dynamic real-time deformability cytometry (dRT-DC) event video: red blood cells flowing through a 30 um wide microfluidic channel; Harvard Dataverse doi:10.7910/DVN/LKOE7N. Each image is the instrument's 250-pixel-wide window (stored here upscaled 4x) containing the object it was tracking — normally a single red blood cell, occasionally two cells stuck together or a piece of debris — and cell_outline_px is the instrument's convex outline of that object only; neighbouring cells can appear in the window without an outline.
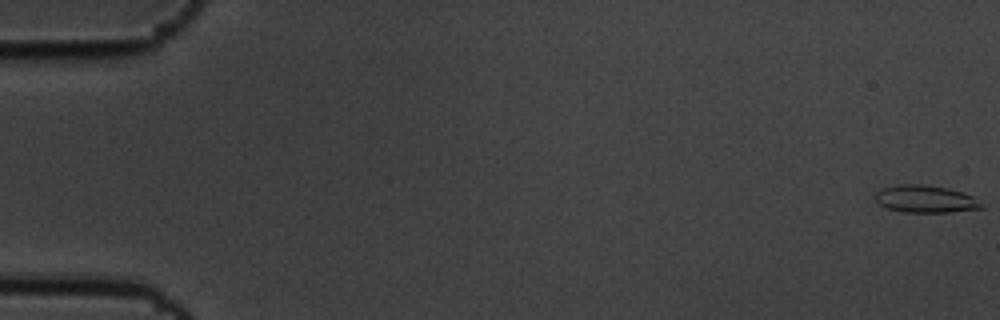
{"species": "common noctule bat (a hibernating species)", "species_latin": "Nyctalus noctula", "temperature_condition": "cold", "stored_images_in_passage": 59, "camera_frame_rate_fps": 3000, "um_per_image_px": 0.085, "animal": {"sex": "male", "body_mass_g": 19.5, "forearm_length_mm": 54.6}, "frame": {"image": 1, "passage_image": 1, "time_ms": 0.0, "image_size_px": [1000, 320], "cell_outline_px": [[984, 208], [948, 212], [900, 212], [888, 208], [880, 204], [872, 196], [880, 188], [896, 184], [924, 184], [948, 188], [964, 192], [972, 196]], "centroid_in_image_um": [78.59, 16.9], "position_along_channel_um": 6.4, "area_um2": 17.05}}
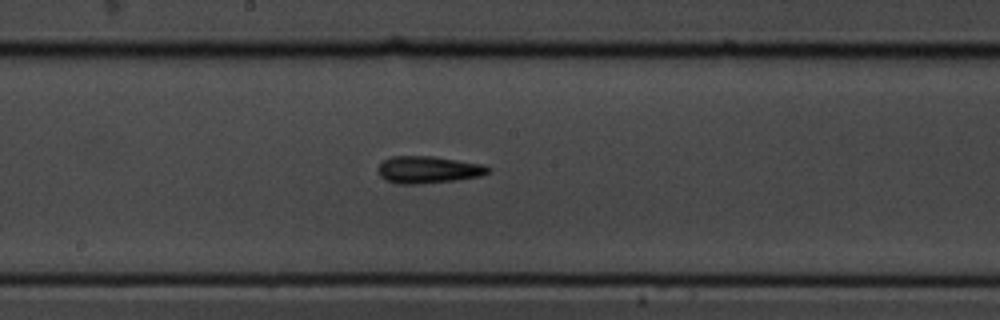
{"frame": {"image": 2, "passage_image": 32, "time_ms": 10.333, "image_size_px": [1000, 320], "cell_outline_px": [[492, 172], [480, 176], [456, 180], [420, 184], [396, 184], [384, 180], [380, 176], [380, 164], [384, 160], [392, 156], [432, 156], [484, 164], [492, 168]], "centroid_in_image_um": [36.45, 14.43], "position_along_channel_um": 211.8, "area_um2": 17.51}}
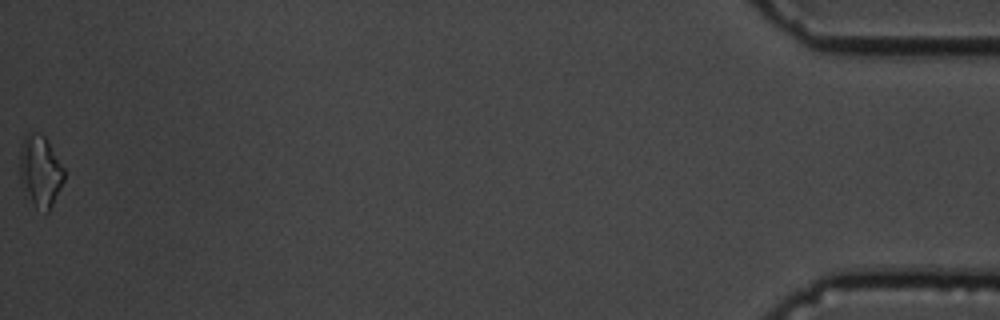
{"frame": {"image": 3, "passage_image": 59, "time_ms": 19.333, "image_size_px": [1000, 320], "cell_outline_px": [[64, 180], [48, 212], [36, 208], [20, 184], [20, 152], [24, 136], [28, 132], [36, 132], [44, 136], [64, 168]], "centroid_in_image_um": [3.41, 14.53], "position_along_channel_um": 431.8, "area_um2": 18.15}, "authors_computed_cell_mechanics": {"area_um2": 16.2996, "velocity_mm_per_s": 3.4864, "shape_relaxation_time_tau1_ms": null, "shape_relaxation_time_tau2_ms": 4.6137, "deformation_change_tau1": null, "deformation_change_tau2": 0.1462}}